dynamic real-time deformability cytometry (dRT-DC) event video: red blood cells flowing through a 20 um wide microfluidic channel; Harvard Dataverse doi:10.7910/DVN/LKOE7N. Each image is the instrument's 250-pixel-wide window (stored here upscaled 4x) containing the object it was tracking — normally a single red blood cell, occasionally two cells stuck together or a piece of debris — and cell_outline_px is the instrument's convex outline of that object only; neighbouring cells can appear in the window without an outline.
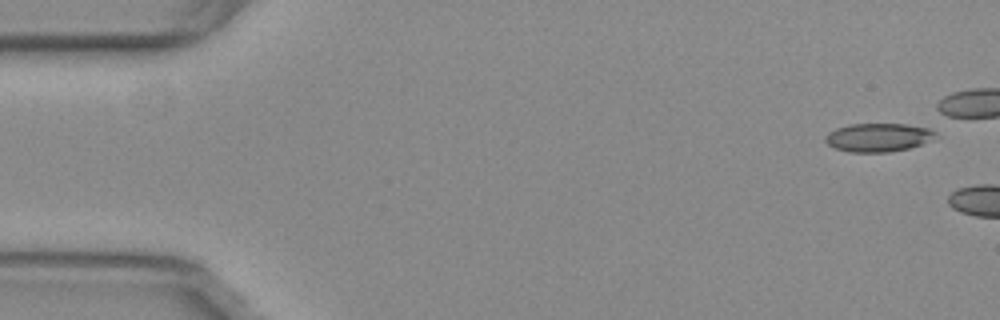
{"species": "common noctule bat (a hibernating species)", "species_latin": "Nyctalus noctula", "temperature_condition": "warm", "stored_images_in_passage": 5, "camera_frame_rate_fps": 3000, "um_per_image_px": 0.085, "animal": {"sex": "female", "body_mass_g": 29.2, "forearm_length_mm": 56.3}, "frame": {"image": 1, "passage_image": 1, "time_ms": 0.0, "image_size_px": [1000, 320], "cell_outline_px": [[936, 132], [928, 140], [920, 144], [908, 148], [888, 152], [848, 152], [836, 148], [828, 144], [824, 140], [824, 136], [828, 132], [836, 128], [848, 124], [908, 124], [928, 128]], "centroid_in_image_um": [74.57, 11.67], "position_along_channel_um": 10.4, "area_um2": 18.09}}